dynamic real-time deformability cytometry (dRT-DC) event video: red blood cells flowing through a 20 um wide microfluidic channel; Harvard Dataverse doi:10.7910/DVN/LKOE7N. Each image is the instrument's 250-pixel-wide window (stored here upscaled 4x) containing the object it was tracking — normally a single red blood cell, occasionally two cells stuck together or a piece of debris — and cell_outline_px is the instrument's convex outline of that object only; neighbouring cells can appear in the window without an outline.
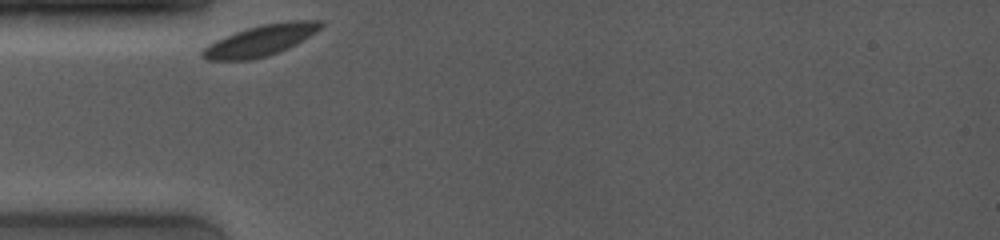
{"species": "common noctule bat (a hibernating species)", "species_latin": "Nyctalus noctula", "temperature_condition": "room temperature", "stored_images_in_passage": 6, "camera_frame_rate_fps": 4000, "um_per_image_px": 0.085, "animal": {"sex": "female", "body_mass_g": 19.0, "forearm_length_mm": 53.3}, "frame": {"image": 1, "passage_image": 1, "time_ms": 0.0, "image_size_px": [1000, 240], "cell_outline_px": [[324, 24], [316, 32], [288, 48], [264, 56], [248, 60], [208, 60], [200, 56], [200, 52], [208, 44], [216, 40], [236, 32], [248, 28], [264, 24], [288, 20], [324, 20]], "centroid_in_image_um": [22.15, 3.42], "position_along_channel_um": 62.8, "area_um2": 21.1}}
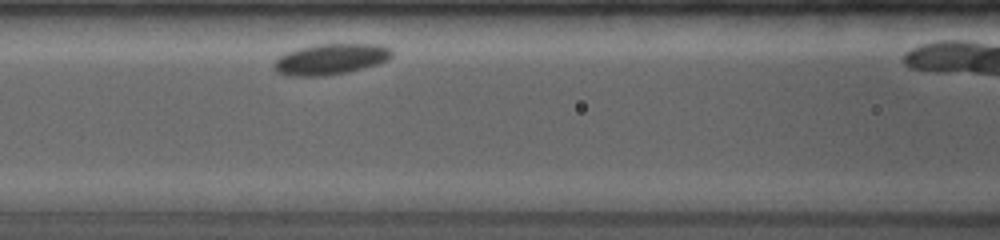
{"frame": {"image": 2, "passage_image": 4, "time_ms": 2.25, "image_size_px": [1000, 240], "cell_outline_px": [[392, 56], [388, 60], [376, 64], [348, 72], [328, 76], [284, 76], [276, 72], [272, 64], [280, 56], [296, 48], [316, 44], [380, 44], [392, 48]], "centroid_in_image_um": [28.09, 5.03], "position_along_channel_um": 138.5, "area_um2": 21.44}}